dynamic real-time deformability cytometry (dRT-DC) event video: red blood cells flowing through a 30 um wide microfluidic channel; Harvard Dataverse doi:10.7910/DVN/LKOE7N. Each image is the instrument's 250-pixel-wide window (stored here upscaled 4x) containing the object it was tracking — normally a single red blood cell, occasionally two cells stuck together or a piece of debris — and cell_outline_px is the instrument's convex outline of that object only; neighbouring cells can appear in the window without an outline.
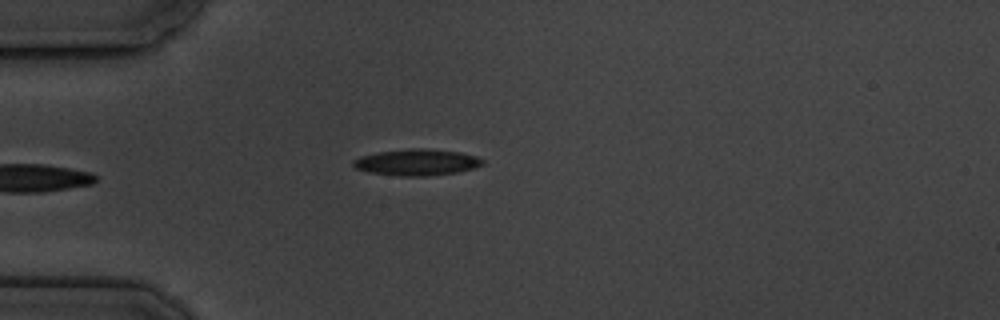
{"species": "common noctule bat (a hibernating species)", "species_latin": "Nyctalus noctula", "temperature_condition": "cold", "stored_images_in_passage": 6, "camera_frame_rate_fps": 3000, "um_per_image_px": 0.085, "animal": {"sex": "male", "body_mass_g": 19.5, "forearm_length_mm": 54.6}, "frame": {"image": 1, "passage_image": 6, "time_ms": 5.667, "image_size_px": [1000, 320], "cell_outline_px": [[484, 164], [472, 168], [456, 172], [428, 176], [396, 176], [368, 172], [356, 168], [352, 164], [352, 160], [360, 156], [380, 152], [412, 148], [424, 148], [460, 152], [476, 156], [484, 160]], "centroid_in_image_um": [35.41, 13.8], "position_along_channel_um": 49.6, "area_um2": 19.83}}